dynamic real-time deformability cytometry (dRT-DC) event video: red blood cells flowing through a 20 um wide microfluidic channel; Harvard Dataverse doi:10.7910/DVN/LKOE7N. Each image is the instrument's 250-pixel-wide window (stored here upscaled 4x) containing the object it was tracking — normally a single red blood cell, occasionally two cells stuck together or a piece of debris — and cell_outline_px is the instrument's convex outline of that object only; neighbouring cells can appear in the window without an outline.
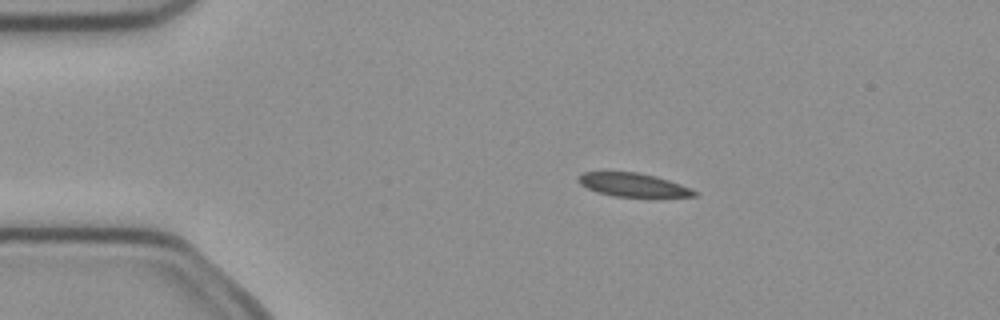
{"species": "common noctule bat (a hibernating species)", "species_latin": "Nyctalus noctula", "temperature_condition": "cold", "stored_images_in_passage": 5, "camera_frame_rate_fps": 3000, "um_per_image_px": 0.085, "animal": {"sex": "female", "body_mass_g": 21.9}, "frame": {"image": 1, "passage_image": 2, "time_ms": 0.333, "image_size_px": [1000, 320], "cell_outline_px": [[700, 192], [696, 196], [612, 196], [596, 192], [580, 184], [576, 180], [576, 176], [584, 172], [640, 172], [656, 176], [680, 184]], "centroid_in_image_um": [53.77, 15.7], "position_along_channel_um": 31.2, "area_um2": 15.84}}